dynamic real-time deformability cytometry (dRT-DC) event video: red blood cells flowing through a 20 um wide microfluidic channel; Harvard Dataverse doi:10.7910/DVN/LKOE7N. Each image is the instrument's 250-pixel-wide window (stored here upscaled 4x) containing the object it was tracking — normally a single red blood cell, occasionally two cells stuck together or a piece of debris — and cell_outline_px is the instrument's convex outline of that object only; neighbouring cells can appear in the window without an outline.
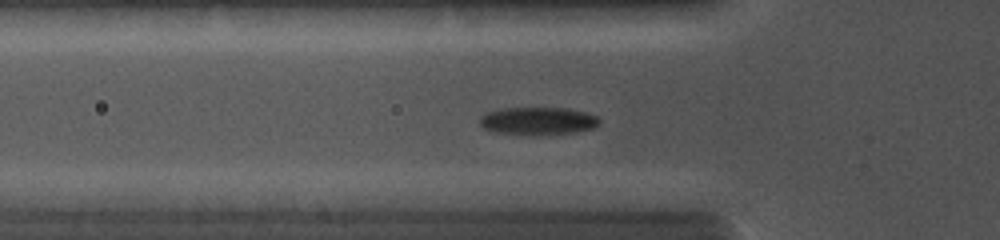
{"species": "common noctule bat (a hibernating species)", "species_latin": "Nyctalus noctula", "temperature_condition": "cold", "stored_images_in_passage": 28, "camera_frame_rate_fps": 5000, "um_per_image_px": 0.085, "animal": {"sex": "female", "body_mass_g": 19.0, "forearm_length_mm": 56.7}, "frame": {"image": 1, "passage_image": 8, "time_ms": 4.2, "image_size_px": [1000, 240], "cell_outline_px": [[600, 124], [592, 128], [576, 132], [536, 136], [496, 132], [484, 128], [480, 124], [480, 116], [484, 112], [504, 108], [568, 108], [588, 112], [596, 116], [600, 120]], "centroid_in_image_um": [45.73, 10.28], "position_along_channel_um": 80.1, "area_um2": 19.65}}
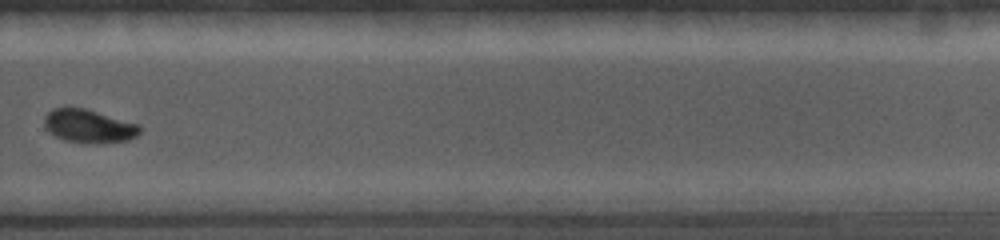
{"frame": {"image": 2, "passage_image": 17, "time_ms": 9.6, "image_size_px": [1000, 240], "cell_outline_px": [[140, 132], [136, 136], [128, 140], [64, 140], [56, 136], [44, 128], [44, 116], [52, 108], [64, 104], [84, 108], [140, 124]], "centroid_in_image_um": [7.47, 10.61], "position_along_channel_um": 322.3, "area_um2": 18.09}}
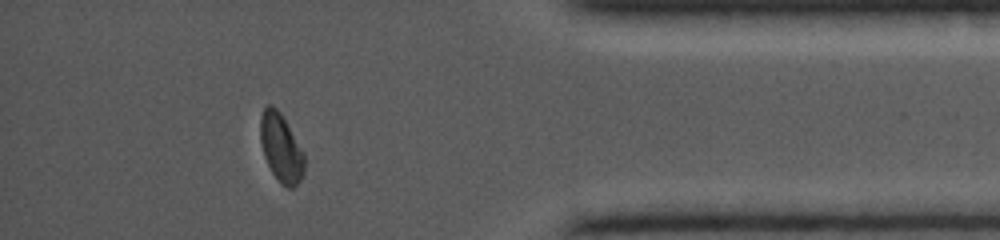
{"frame": {"image": 3, "passage_image": 21, "time_ms": 12.0, "image_size_px": [1000, 240], "cell_outline_px": [[304, 172], [300, 180], [292, 188], [288, 188], [280, 184], [272, 172], [264, 156], [260, 140], [260, 116], [264, 108], [268, 104], [272, 104], [280, 112], [304, 152]], "centroid_in_image_um": [23.88, 12.56], "position_along_channel_um": 411.3, "area_um2": 17.51}}